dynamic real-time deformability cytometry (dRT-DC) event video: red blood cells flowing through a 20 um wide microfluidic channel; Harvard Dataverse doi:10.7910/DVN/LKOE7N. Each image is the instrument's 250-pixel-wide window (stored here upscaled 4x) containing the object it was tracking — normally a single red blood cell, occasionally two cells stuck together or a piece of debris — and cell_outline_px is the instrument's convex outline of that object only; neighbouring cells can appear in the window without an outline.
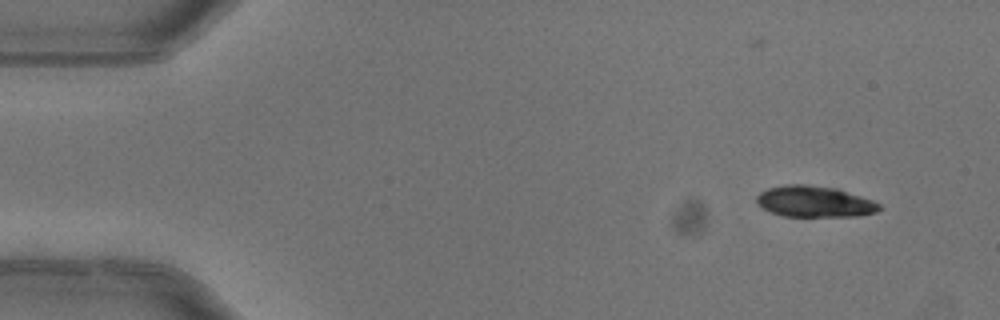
{"species": "common noctule bat (a hibernating species)", "species_latin": "Nyctalus noctula", "temperature_condition": "warm", "stored_images_in_passage": 3, "camera_frame_rate_fps": 3000, "um_per_image_px": 0.085, "animal": {"sex": "female"}, "frame": {"image": 1, "passage_image": 1, "time_ms": 0.0, "image_size_px": [1000, 320], "cell_outline_px": [[884, 208], [876, 212], [856, 216], [784, 216], [772, 212], [756, 204], [756, 196], [760, 192], [768, 188], [784, 184], [804, 184], [836, 188], [872, 200], [880, 204]], "centroid_in_image_um": [69.22, 17.13], "position_along_channel_um": 15.8, "area_um2": 22.25}}
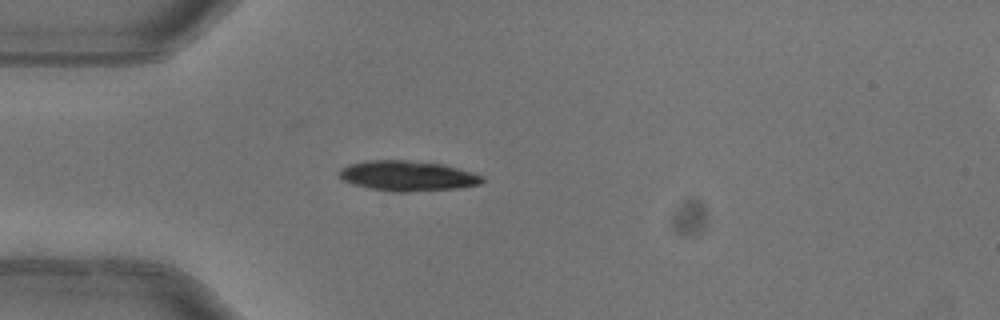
{"frame": {"image": 2, "passage_image": 3, "time_ms": 0.667, "image_size_px": [1000, 320], "cell_outline_px": [[484, 180], [480, 184], [456, 188], [408, 192], [392, 192], [368, 188], [352, 184], [344, 180], [336, 172], [340, 168], [348, 164], [368, 160], [408, 160], [444, 164], [472, 172], [484, 176]], "centroid_in_image_um": [34.61, 14.94], "position_along_channel_um": 50.4, "area_um2": 25.37}}